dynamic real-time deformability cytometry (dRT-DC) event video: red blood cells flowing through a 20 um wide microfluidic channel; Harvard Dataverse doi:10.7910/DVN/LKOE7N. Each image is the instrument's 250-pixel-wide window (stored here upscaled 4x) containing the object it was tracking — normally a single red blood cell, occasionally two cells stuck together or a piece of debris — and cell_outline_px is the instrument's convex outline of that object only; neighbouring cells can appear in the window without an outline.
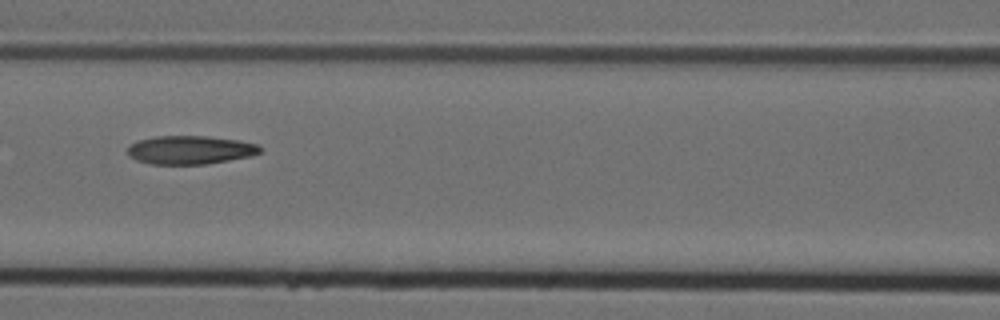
{"species": "Egyptian fruit bat (a non-hibernating species)", "species_latin": "Rousettus aegyptiacus", "temperature_condition": "cold", "stored_images_in_passage": 11, "camera_frame_rate_fps": 3000, "um_per_image_px": 0.085, "animal": {"sex": "female"}, "frame": {"image": 1, "passage_image": 7, "time_ms": 2.0, "image_size_px": [1000, 320], "cell_outline_px": [[260, 152], [252, 156], [204, 164], [148, 164], [136, 160], [128, 156], [128, 148], [132, 144], [140, 140], [156, 136], [208, 136], [240, 140], [256, 144], [260, 148]], "centroid_in_image_um": [16.16, 12.74], "position_along_channel_um": 150.4, "area_um2": 21.91}}
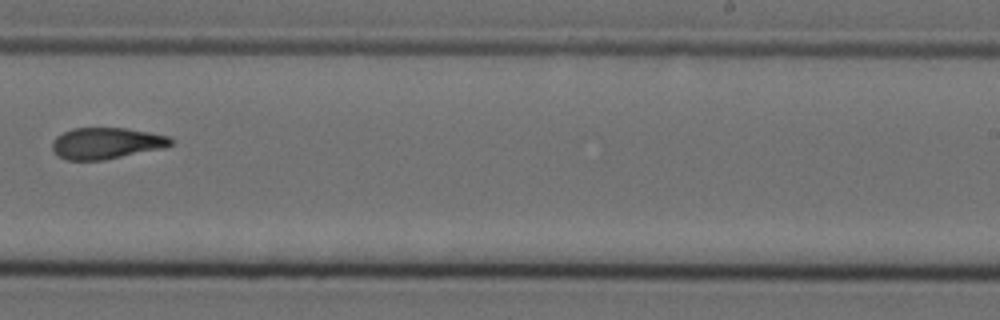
{"frame": {"image": 2, "passage_image": 10, "time_ms": 3.0, "image_size_px": [1000, 320], "cell_outline_px": [[172, 144], [164, 148], [104, 160], [68, 160], [60, 156], [52, 148], [52, 140], [56, 136], [72, 128], [124, 128], [148, 132], [168, 136], [172, 140]], "centroid_in_image_um": [9.03, 12.17], "position_along_channel_um": 280.0, "area_um2": 21.5}}
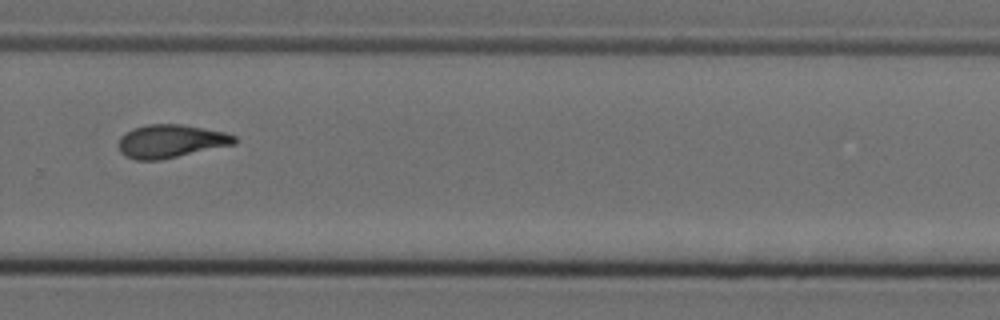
{"frame": {"image": 3, "passage_image": 11, "time_ms": 3.333, "image_size_px": [1000, 320], "cell_outline_px": [[236, 144], [160, 160], [136, 160], [124, 156], [120, 152], [120, 136], [124, 132], [132, 128], [148, 124], [180, 124], [204, 128], [224, 132], [236, 136]], "centroid_in_image_um": [14.5, 12.0], "position_along_channel_um": 315.3, "area_um2": 22.48}}